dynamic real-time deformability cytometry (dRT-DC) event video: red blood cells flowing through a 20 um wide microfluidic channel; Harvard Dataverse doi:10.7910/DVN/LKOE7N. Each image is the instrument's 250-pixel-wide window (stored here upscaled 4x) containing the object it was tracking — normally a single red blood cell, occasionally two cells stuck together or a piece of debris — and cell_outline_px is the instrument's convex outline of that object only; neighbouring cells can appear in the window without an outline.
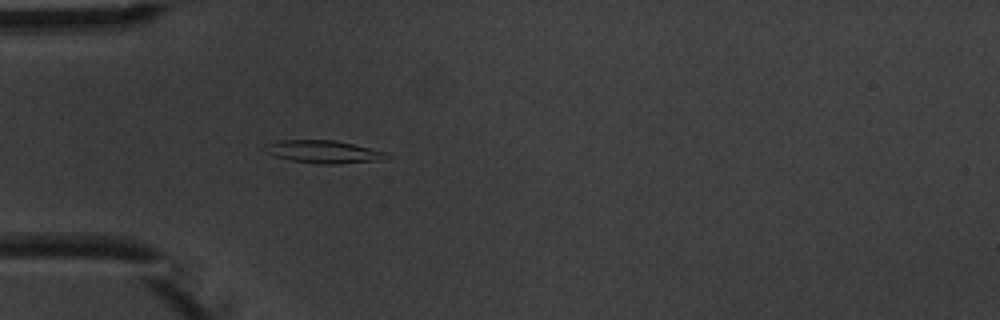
{"species": "common noctule bat (a hibernating species)", "species_latin": "Nyctalus noctula", "temperature_condition": "warm", "stored_images_in_passage": 2, "camera_frame_rate_fps": 3000, "um_per_image_px": 0.085, "animal": {"sex": "male", "body_mass_g": 20.1, "forearm_length_mm": 53.5}, "frame": {"image": 1, "passage_image": 2, "time_ms": 1.0, "image_size_px": [1000, 320], "cell_outline_px": [[392, 156], [384, 160], [336, 164], [320, 164], [292, 160], [276, 156], [260, 148], [264, 144], [280, 140], [332, 140], [352, 144], [388, 152]], "centroid_in_image_um": [27.53, 12.9], "position_along_channel_um": 57.5, "area_um2": 16.18}}